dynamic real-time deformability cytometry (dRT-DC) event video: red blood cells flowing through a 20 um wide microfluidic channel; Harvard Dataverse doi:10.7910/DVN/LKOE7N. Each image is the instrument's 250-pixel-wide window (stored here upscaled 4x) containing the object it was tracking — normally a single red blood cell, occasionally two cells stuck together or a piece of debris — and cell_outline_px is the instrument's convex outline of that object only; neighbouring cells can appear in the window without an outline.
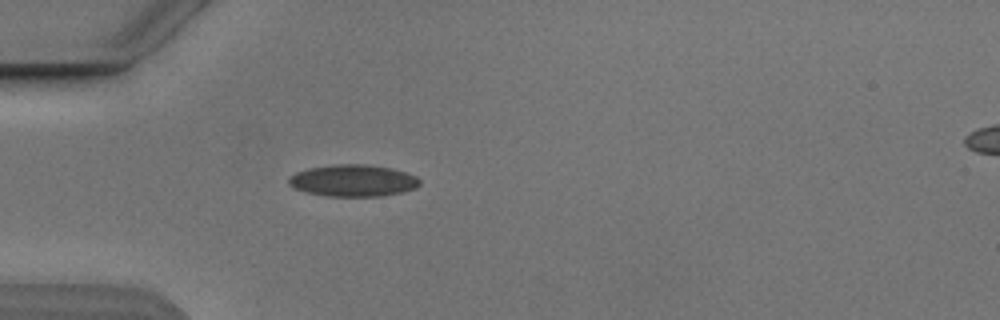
{"species": "Egyptian fruit bat (a non-hibernating species)", "species_latin": "Rousettus aegyptiacus", "temperature_condition": "cold", "stored_images_in_passage": 4, "camera_frame_rate_fps": 3000, "um_per_image_px": 0.085, "animal": {"sex": "male"}, "frame": {"image": 1, "passage_image": 4, "time_ms": 3.667, "image_size_px": [1000, 320], "cell_outline_px": [[420, 184], [416, 188], [404, 192], [380, 196], [328, 196], [308, 192], [296, 188], [288, 184], [288, 176], [296, 172], [308, 168], [336, 164], [364, 164], [392, 168], [416, 176], [420, 180]], "centroid_in_image_um": [30.02, 15.34], "position_along_channel_um": 55.0, "area_um2": 24.28}}